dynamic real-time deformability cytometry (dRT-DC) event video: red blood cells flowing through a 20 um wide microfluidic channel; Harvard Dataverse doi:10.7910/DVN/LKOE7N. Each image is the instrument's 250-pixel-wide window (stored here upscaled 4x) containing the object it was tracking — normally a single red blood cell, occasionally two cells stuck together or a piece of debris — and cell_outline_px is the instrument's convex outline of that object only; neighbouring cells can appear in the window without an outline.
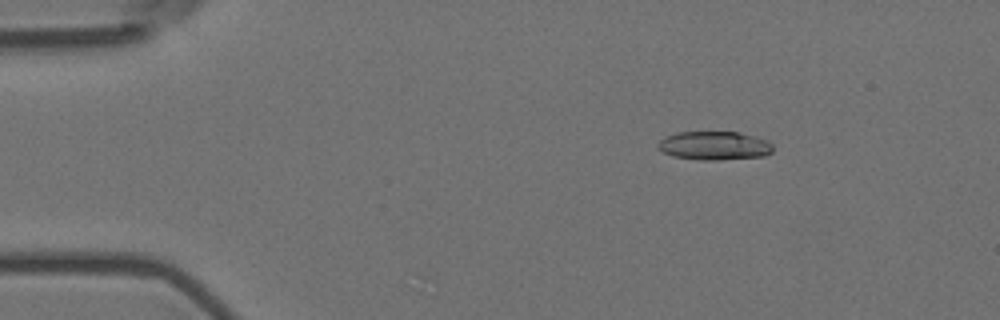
{"species": "Egyptian fruit bat (a non-hibernating species)", "species_latin": "Rousettus aegyptiacus", "temperature_condition": "room temperature", "stored_images_in_passage": 8, "camera_frame_rate_fps": 3000, "um_per_image_px": 0.085, "animal": {"sex": "female"}, "frame": {"image": 1, "passage_image": 2, "time_ms": 0.333, "image_size_px": [1000, 320], "cell_outline_px": [[772, 152], [764, 156], [716, 160], [700, 160], [672, 156], [656, 148], [656, 144], [664, 136], [676, 132], [740, 132], [756, 136], [768, 140], [772, 144]], "centroid_in_image_um": [60.7, 12.37], "position_along_channel_um": 24.3, "area_um2": 19.42}}
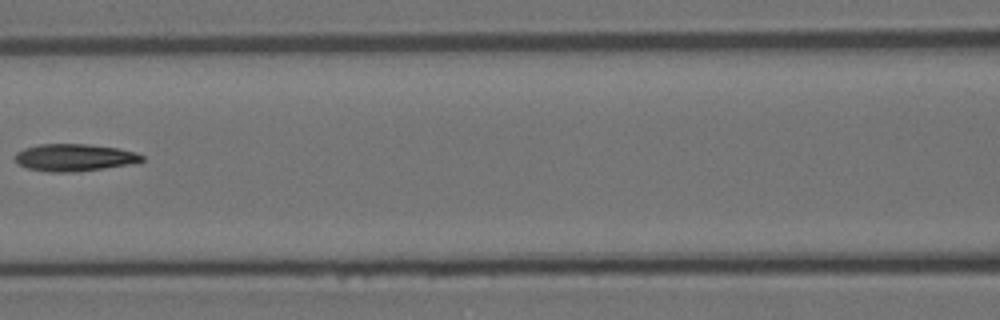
{"frame": {"image": 2, "passage_image": 7, "time_ms": 2.0, "image_size_px": [1000, 320], "cell_outline_px": [[144, 160], [140, 164], [76, 172], [48, 172], [28, 168], [20, 164], [16, 160], [16, 152], [24, 148], [40, 144], [88, 144], [120, 148], [136, 152], [144, 156]], "centroid_in_image_um": [6.43, 13.4], "position_along_channel_um": 160.2, "area_um2": 20.52}}
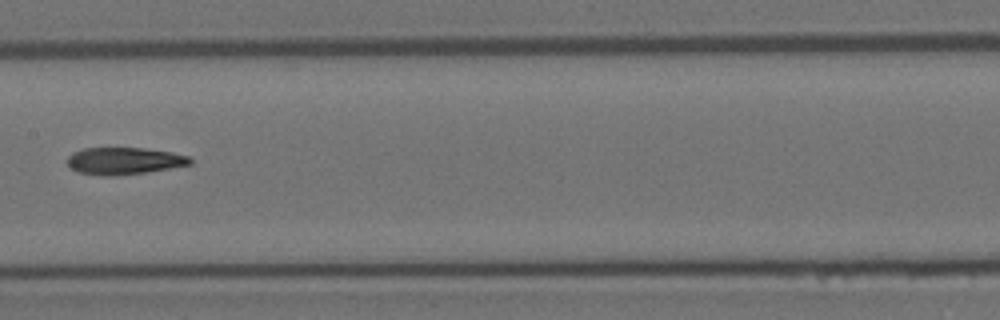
{"frame": {"image": 3, "passage_image": 8, "time_ms": 2.333, "image_size_px": [1000, 320], "cell_outline_px": [[192, 164], [144, 172], [116, 176], [104, 176], [76, 172], [68, 164], [68, 156], [72, 152], [84, 148], [144, 148], [172, 152], [188, 156], [192, 160]], "centroid_in_image_um": [10.52, 13.67], "position_along_channel_um": 196.9, "area_um2": 19.31}}